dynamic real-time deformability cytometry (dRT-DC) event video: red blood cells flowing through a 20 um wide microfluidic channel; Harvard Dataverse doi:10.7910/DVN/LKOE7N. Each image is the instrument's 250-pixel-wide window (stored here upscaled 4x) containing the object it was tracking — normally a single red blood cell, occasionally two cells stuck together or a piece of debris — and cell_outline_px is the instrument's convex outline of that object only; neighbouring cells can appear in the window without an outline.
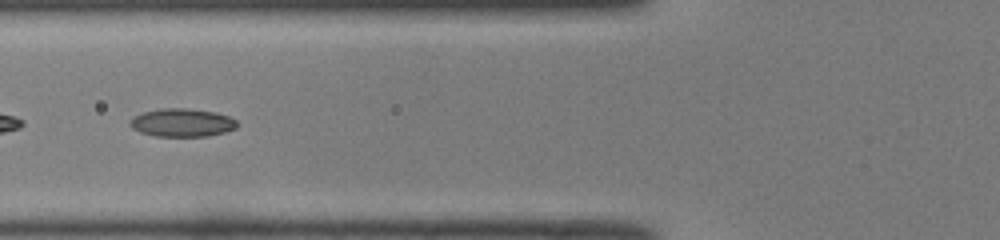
{"species": "common noctule bat (a hibernating species)", "species_latin": "Nyctalus noctula", "temperature_condition": "room temperature", "stored_images_in_passage": 37, "camera_frame_rate_fps": 3000, "um_per_image_px": 0.085, "animal": {"sex": "male", "body_mass_g": 19.0, "forearm_length_mm": 50.8}, "frame": {"image": 1, "passage_image": 6, "time_ms": 1.667, "image_size_px": [1000, 240], "cell_outline_px": [[236, 128], [224, 132], [208, 136], [156, 136], [140, 132], [132, 128], [128, 124], [132, 116], [144, 112], [164, 108], [188, 108], [216, 112], [228, 116], [236, 120]], "centroid_in_image_um": [15.45, 10.42], "position_along_channel_um": 110.3, "area_um2": 17.57}, "authors_computed_cell_mechanics": {"area_um2": 16.6464, "velocity_mm_per_s": 4.0326, "shape_relaxation_time_tau1_ms": null, "shape_relaxation_time_tau2_ms": 2.3906, "deformation_change_tau1": null, "deformation_change_tau2": 0.0724}}